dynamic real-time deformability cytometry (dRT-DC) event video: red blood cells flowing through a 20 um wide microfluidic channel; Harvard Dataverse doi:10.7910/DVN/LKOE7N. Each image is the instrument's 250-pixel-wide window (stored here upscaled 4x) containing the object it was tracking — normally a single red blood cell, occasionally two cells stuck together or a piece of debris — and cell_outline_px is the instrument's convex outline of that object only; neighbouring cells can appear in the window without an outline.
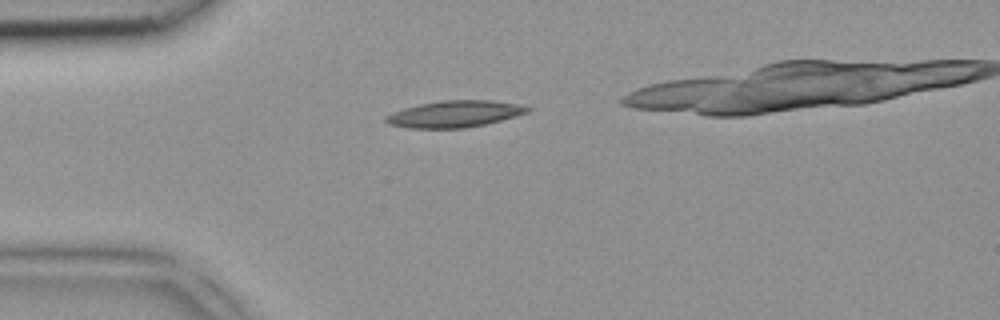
{"species": "common noctule bat (a hibernating species)", "species_latin": "Nyctalus noctula", "temperature_condition": "room temperature", "stored_images_in_passage": 2, "camera_frame_rate_fps": 3000, "um_per_image_px": 0.085, "animal": {"sex": "female", "body_mass_g": 18.4}, "frame": {"image": 1, "passage_image": 1, "time_ms": 0.0, "image_size_px": [1000, 320], "cell_outline_px": [[532, 108], [528, 112], [516, 116], [484, 124], [464, 128], [408, 128], [388, 124], [384, 120], [384, 116], [404, 108], [420, 104], [440, 100], [492, 100], [520, 104]], "centroid_in_image_um": [38.64, 9.68], "position_along_channel_um": 46.4, "area_um2": 21.96}}